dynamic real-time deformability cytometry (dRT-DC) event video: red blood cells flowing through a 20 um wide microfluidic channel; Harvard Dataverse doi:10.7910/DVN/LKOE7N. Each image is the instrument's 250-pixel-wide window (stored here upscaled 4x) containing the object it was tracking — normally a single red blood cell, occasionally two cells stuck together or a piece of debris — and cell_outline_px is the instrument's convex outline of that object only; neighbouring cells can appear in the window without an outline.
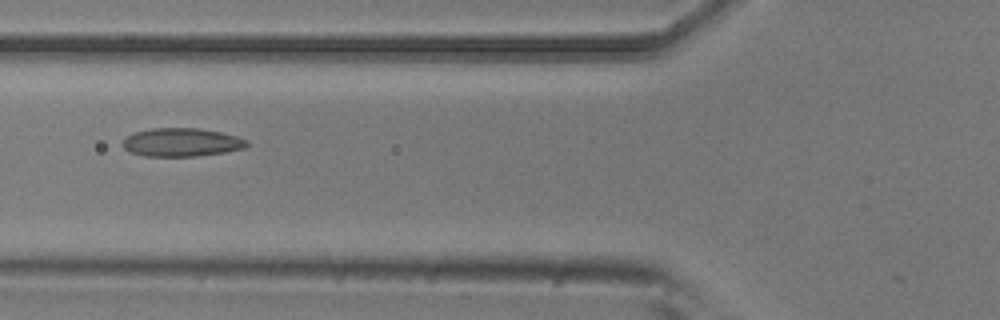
{"species": "common noctule bat (a hibernating species)", "species_latin": "Nyctalus noctula", "temperature_condition": "room temperature", "stored_images_in_passage": 5, "camera_frame_rate_fps": 3000, "um_per_image_px": 0.085, "animal": {"sex": "male", "body_mass_g": 20.5, "forearm_length_mm": 52.5}, "frame": {"image": 1, "passage_image": 5, "time_ms": 1.333, "image_size_px": [1000, 320], "cell_outline_px": [[248, 144], [244, 148], [224, 152], [196, 156], [144, 156], [128, 152], [120, 144], [128, 136], [136, 132], [152, 128], [200, 128], [220, 132], [236, 136], [248, 140]], "centroid_in_image_um": [15.41, 12.1], "position_along_channel_um": 110.4, "area_um2": 20.52}}